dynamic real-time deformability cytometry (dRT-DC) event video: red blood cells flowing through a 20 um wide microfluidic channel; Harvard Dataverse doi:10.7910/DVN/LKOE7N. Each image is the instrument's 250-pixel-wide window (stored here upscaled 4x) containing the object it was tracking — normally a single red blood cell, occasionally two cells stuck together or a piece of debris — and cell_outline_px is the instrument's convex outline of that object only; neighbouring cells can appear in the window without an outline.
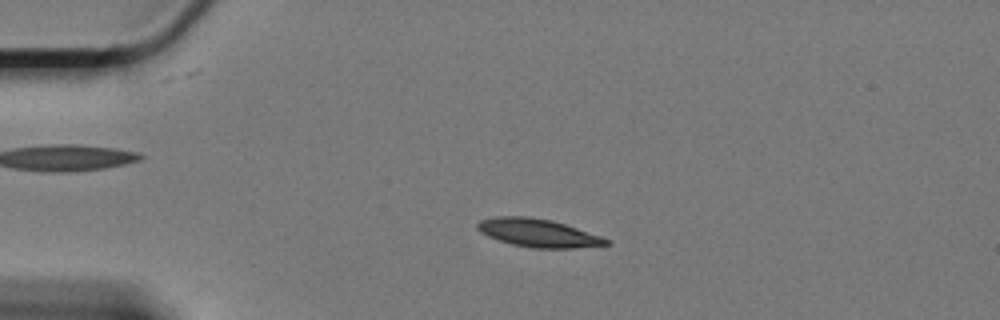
{"species": "Egyptian fruit bat (a non-hibernating species)", "species_latin": "Rousettus aegyptiacus", "temperature_condition": "cold", "stored_images_in_passage": 61, "camera_frame_rate_fps": 3000, "um_per_image_px": 0.085, "animal": {"sex": "female"}, "frame": {"image": 1, "passage_image": 14, "time_ms": 4.333, "image_size_px": [1000, 320], "cell_outline_px": [[612, 244], [572, 248], [532, 248], [512, 244], [488, 236], [480, 232], [476, 228], [476, 224], [480, 220], [496, 216], [528, 216], [552, 220], [600, 236], [608, 240]], "centroid_in_image_um": [45.7, 19.79], "position_along_channel_um": 39.3, "area_um2": 20.92}}
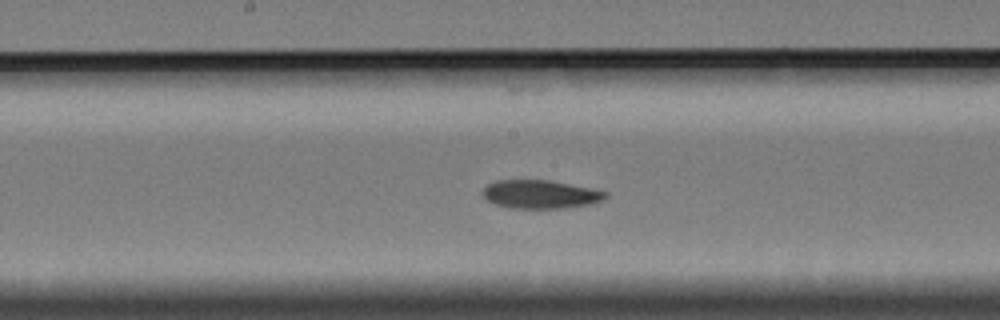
{"frame": {"image": 2, "passage_image": 32, "time_ms": 10.333, "image_size_px": [1000, 320], "cell_outline_px": [[608, 196], [604, 200], [588, 204], [564, 208], [508, 208], [496, 204], [488, 200], [480, 192], [488, 184], [496, 180], [548, 180], [592, 188], [608, 192]], "centroid_in_image_um": [45.94, 16.51], "position_along_channel_um": 202.3, "area_um2": 20.35}}
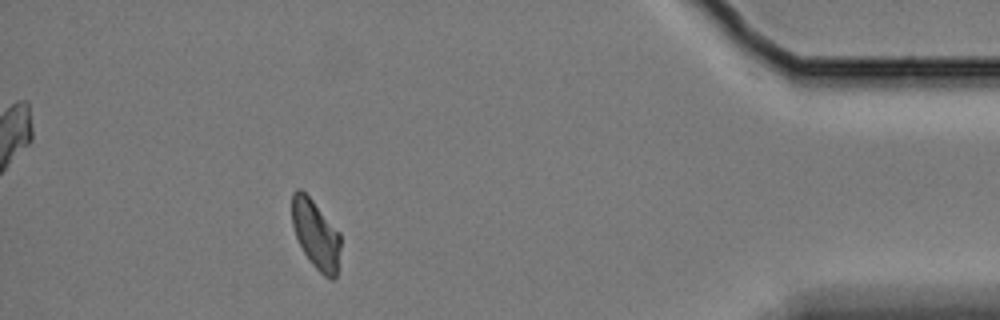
{"frame": {"image": 3, "passage_image": 55, "time_ms": 18.0, "image_size_px": [1000, 320], "cell_outline_px": [[340, 248], [336, 276], [332, 280], [324, 276], [312, 264], [304, 252], [296, 236], [292, 224], [292, 192], [296, 188], [300, 188], [312, 200], [340, 232]], "centroid_in_image_um": [26.84, 19.91], "position_along_channel_um": 408.4, "area_um2": 19.31}, "authors_computed_cell_mechanics": {"area_um2": 20.3456, "velocity_mm_per_s": 3.2855, "shape_relaxation_time_tau1_ms": 10.4193, "shape_relaxation_time_tau2_ms": 3.2046, "deformation_change_tau1": 0.1855, "deformation_change_tau2": 0.074}}